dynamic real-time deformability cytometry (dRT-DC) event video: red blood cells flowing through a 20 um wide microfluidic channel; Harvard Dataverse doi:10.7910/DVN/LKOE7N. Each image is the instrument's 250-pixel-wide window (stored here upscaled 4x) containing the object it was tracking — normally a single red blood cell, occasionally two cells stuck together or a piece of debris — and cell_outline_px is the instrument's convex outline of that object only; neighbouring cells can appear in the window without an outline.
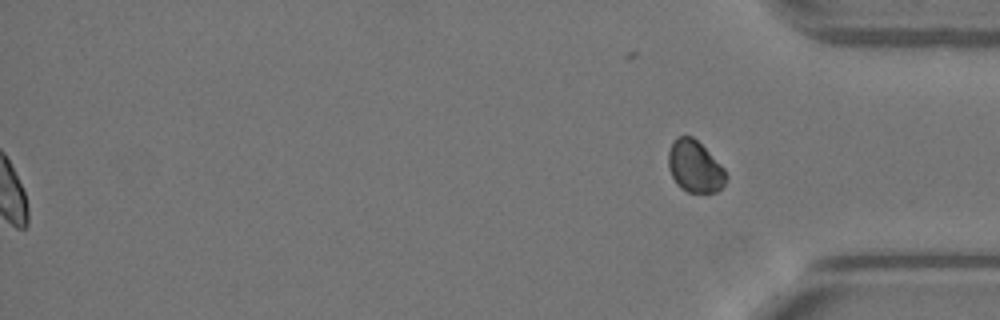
{"species": "Egyptian fruit bat (a non-hibernating species)", "species_latin": "Rousettus aegyptiacus", "temperature_condition": "warm", "stored_images_in_passage": 40, "segment_of_instrument_passage": [2, 2], "camera_frame_rate_fps": 3000, "um_per_image_px": 0.085, "animal": {"sex": "female"}, "frame": {"image": 1, "passage_image": 40, "time_ms": 13.0, "image_size_px": [1000, 320], "cell_outline_px": [[728, 176], [724, 184], [716, 192], [688, 192], [680, 188], [676, 184], [668, 168], [668, 152], [676, 136], [692, 136], [724, 168]], "centroid_in_image_um": [59.04, 14.17], "position_along_channel_um": 376.2, "area_um2": 17.28}}